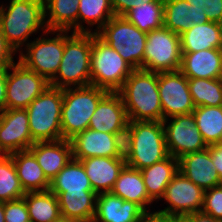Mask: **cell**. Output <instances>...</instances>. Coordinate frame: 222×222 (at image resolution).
I'll return each mask as SVG.
<instances>
[{"instance_id":"41","label":"cell","mask_w":222,"mask_h":222,"mask_svg":"<svg viewBox=\"0 0 222 222\" xmlns=\"http://www.w3.org/2000/svg\"><path fill=\"white\" fill-rule=\"evenodd\" d=\"M153 1L163 0H111V5L116 16H123L130 9Z\"/></svg>"},{"instance_id":"39","label":"cell","mask_w":222,"mask_h":222,"mask_svg":"<svg viewBox=\"0 0 222 222\" xmlns=\"http://www.w3.org/2000/svg\"><path fill=\"white\" fill-rule=\"evenodd\" d=\"M5 222H31L25 200L4 202Z\"/></svg>"},{"instance_id":"10","label":"cell","mask_w":222,"mask_h":222,"mask_svg":"<svg viewBox=\"0 0 222 222\" xmlns=\"http://www.w3.org/2000/svg\"><path fill=\"white\" fill-rule=\"evenodd\" d=\"M180 35L165 28L147 33L143 70L152 72L177 71L181 66Z\"/></svg>"},{"instance_id":"40","label":"cell","mask_w":222,"mask_h":222,"mask_svg":"<svg viewBox=\"0 0 222 222\" xmlns=\"http://www.w3.org/2000/svg\"><path fill=\"white\" fill-rule=\"evenodd\" d=\"M14 48L7 42L5 36L2 34L0 29V70L8 69L16 61L13 57L16 55Z\"/></svg>"},{"instance_id":"22","label":"cell","mask_w":222,"mask_h":222,"mask_svg":"<svg viewBox=\"0 0 222 222\" xmlns=\"http://www.w3.org/2000/svg\"><path fill=\"white\" fill-rule=\"evenodd\" d=\"M222 49L182 52L180 71L187 78L220 79Z\"/></svg>"},{"instance_id":"31","label":"cell","mask_w":222,"mask_h":222,"mask_svg":"<svg viewBox=\"0 0 222 222\" xmlns=\"http://www.w3.org/2000/svg\"><path fill=\"white\" fill-rule=\"evenodd\" d=\"M23 199L31 222H51L61 215L58 198L50 190L26 192Z\"/></svg>"},{"instance_id":"38","label":"cell","mask_w":222,"mask_h":222,"mask_svg":"<svg viewBox=\"0 0 222 222\" xmlns=\"http://www.w3.org/2000/svg\"><path fill=\"white\" fill-rule=\"evenodd\" d=\"M201 212L222 221V184L205 190Z\"/></svg>"},{"instance_id":"26","label":"cell","mask_w":222,"mask_h":222,"mask_svg":"<svg viewBox=\"0 0 222 222\" xmlns=\"http://www.w3.org/2000/svg\"><path fill=\"white\" fill-rule=\"evenodd\" d=\"M10 156L25 192L49 190L50 181L46 178L43 169L29 149L18 151Z\"/></svg>"},{"instance_id":"2","label":"cell","mask_w":222,"mask_h":222,"mask_svg":"<svg viewBox=\"0 0 222 222\" xmlns=\"http://www.w3.org/2000/svg\"><path fill=\"white\" fill-rule=\"evenodd\" d=\"M118 93L129 121H163L158 72L134 69Z\"/></svg>"},{"instance_id":"17","label":"cell","mask_w":222,"mask_h":222,"mask_svg":"<svg viewBox=\"0 0 222 222\" xmlns=\"http://www.w3.org/2000/svg\"><path fill=\"white\" fill-rule=\"evenodd\" d=\"M179 171L204 191L222 184V180L212 162L209 146L179 159Z\"/></svg>"},{"instance_id":"50","label":"cell","mask_w":222,"mask_h":222,"mask_svg":"<svg viewBox=\"0 0 222 222\" xmlns=\"http://www.w3.org/2000/svg\"><path fill=\"white\" fill-rule=\"evenodd\" d=\"M0 222H5V218H4V202H0Z\"/></svg>"},{"instance_id":"1","label":"cell","mask_w":222,"mask_h":222,"mask_svg":"<svg viewBox=\"0 0 222 222\" xmlns=\"http://www.w3.org/2000/svg\"><path fill=\"white\" fill-rule=\"evenodd\" d=\"M0 29L14 50L17 53L22 51L32 34L48 30L44 0H10L6 6L1 4Z\"/></svg>"},{"instance_id":"47","label":"cell","mask_w":222,"mask_h":222,"mask_svg":"<svg viewBox=\"0 0 222 222\" xmlns=\"http://www.w3.org/2000/svg\"><path fill=\"white\" fill-rule=\"evenodd\" d=\"M192 22H193V25L209 22L206 12L203 10V7L201 6L196 7V5L193 6Z\"/></svg>"},{"instance_id":"7","label":"cell","mask_w":222,"mask_h":222,"mask_svg":"<svg viewBox=\"0 0 222 222\" xmlns=\"http://www.w3.org/2000/svg\"><path fill=\"white\" fill-rule=\"evenodd\" d=\"M96 34L134 69H143L146 32L139 30L124 16L114 15Z\"/></svg>"},{"instance_id":"6","label":"cell","mask_w":222,"mask_h":222,"mask_svg":"<svg viewBox=\"0 0 222 222\" xmlns=\"http://www.w3.org/2000/svg\"><path fill=\"white\" fill-rule=\"evenodd\" d=\"M91 85L118 92L134 68L96 33H92Z\"/></svg>"},{"instance_id":"25","label":"cell","mask_w":222,"mask_h":222,"mask_svg":"<svg viewBox=\"0 0 222 222\" xmlns=\"http://www.w3.org/2000/svg\"><path fill=\"white\" fill-rule=\"evenodd\" d=\"M59 202L61 216L75 222H93L96 213L95 192H52Z\"/></svg>"},{"instance_id":"9","label":"cell","mask_w":222,"mask_h":222,"mask_svg":"<svg viewBox=\"0 0 222 222\" xmlns=\"http://www.w3.org/2000/svg\"><path fill=\"white\" fill-rule=\"evenodd\" d=\"M169 156L162 121H134L133 154L126 165L142 170Z\"/></svg>"},{"instance_id":"42","label":"cell","mask_w":222,"mask_h":222,"mask_svg":"<svg viewBox=\"0 0 222 222\" xmlns=\"http://www.w3.org/2000/svg\"><path fill=\"white\" fill-rule=\"evenodd\" d=\"M209 21L222 24V0H208V5L203 6Z\"/></svg>"},{"instance_id":"46","label":"cell","mask_w":222,"mask_h":222,"mask_svg":"<svg viewBox=\"0 0 222 222\" xmlns=\"http://www.w3.org/2000/svg\"><path fill=\"white\" fill-rule=\"evenodd\" d=\"M187 222H222L202 212H195L184 217Z\"/></svg>"},{"instance_id":"53","label":"cell","mask_w":222,"mask_h":222,"mask_svg":"<svg viewBox=\"0 0 222 222\" xmlns=\"http://www.w3.org/2000/svg\"><path fill=\"white\" fill-rule=\"evenodd\" d=\"M220 78L222 79V62H221V73H220Z\"/></svg>"},{"instance_id":"4","label":"cell","mask_w":222,"mask_h":222,"mask_svg":"<svg viewBox=\"0 0 222 222\" xmlns=\"http://www.w3.org/2000/svg\"><path fill=\"white\" fill-rule=\"evenodd\" d=\"M108 91L97 86L70 87L63 89L61 111L62 138L70 140L88 129L90 119L99 101Z\"/></svg>"},{"instance_id":"12","label":"cell","mask_w":222,"mask_h":222,"mask_svg":"<svg viewBox=\"0 0 222 222\" xmlns=\"http://www.w3.org/2000/svg\"><path fill=\"white\" fill-rule=\"evenodd\" d=\"M162 122L168 153L178 160L208 147L197 129L193 113L176 115Z\"/></svg>"},{"instance_id":"43","label":"cell","mask_w":222,"mask_h":222,"mask_svg":"<svg viewBox=\"0 0 222 222\" xmlns=\"http://www.w3.org/2000/svg\"><path fill=\"white\" fill-rule=\"evenodd\" d=\"M209 152L217 173L222 180V145H209Z\"/></svg>"},{"instance_id":"37","label":"cell","mask_w":222,"mask_h":222,"mask_svg":"<svg viewBox=\"0 0 222 222\" xmlns=\"http://www.w3.org/2000/svg\"><path fill=\"white\" fill-rule=\"evenodd\" d=\"M134 121H129L125 126L114 133L116 158L127 163L133 154Z\"/></svg>"},{"instance_id":"35","label":"cell","mask_w":222,"mask_h":222,"mask_svg":"<svg viewBox=\"0 0 222 222\" xmlns=\"http://www.w3.org/2000/svg\"><path fill=\"white\" fill-rule=\"evenodd\" d=\"M163 1L164 27L178 35L187 31L193 25V5L185 0Z\"/></svg>"},{"instance_id":"3","label":"cell","mask_w":222,"mask_h":222,"mask_svg":"<svg viewBox=\"0 0 222 222\" xmlns=\"http://www.w3.org/2000/svg\"><path fill=\"white\" fill-rule=\"evenodd\" d=\"M92 33L64 31V52L50 86L64 89L91 85Z\"/></svg>"},{"instance_id":"16","label":"cell","mask_w":222,"mask_h":222,"mask_svg":"<svg viewBox=\"0 0 222 222\" xmlns=\"http://www.w3.org/2000/svg\"><path fill=\"white\" fill-rule=\"evenodd\" d=\"M128 122L129 118L121 95L118 92H108L99 101L88 128L114 134Z\"/></svg>"},{"instance_id":"19","label":"cell","mask_w":222,"mask_h":222,"mask_svg":"<svg viewBox=\"0 0 222 222\" xmlns=\"http://www.w3.org/2000/svg\"><path fill=\"white\" fill-rule=\"evenodd\" d=\"M29 150L34 154L46 178L51 181L73 158L69 140L35 142Z\"/></svg>"},{"instance_id":"20","label":"cell","mask_w":222,"mask_h":222,"mask_svg":"<svg viewBox=\"0 0 222 222\" xmlns=\"http://www.w3.org/2000/svg\"><path fill=\"white\" fill-rule=\"evenodd\" d=\"M72 157L82 160L90 157H116L114 134L98 132L90 128L70 140Z\"/></svg>"},{"instance_id":"13","label":"cell","mask_w":222,"mask_h":222,"mask_svg":"<svg viewBox=\"0 0 222 222\" xmlns=\"http://www.w3.org/2000/svg\"><path fill=\"white\" fill-rule=\"evenodd\" d=\"M204 190L187 179L178 171L167 185L163 197L160 199L168 204L164 209L157 210L170 218H184L185 216L201 212Z\"/></svg>"},{"instance_id":"23","label":"cell","mask_w":222,"mask_h":222,"mask_svg":"<svg viewBox=\"0 0 222 222\" xmlns=\"http://www.w3.org/2000/svg\"><path fill=\"white\" fill-rule=\"evenodd\" d=\"M181 52L222 49V24L206 22L192 25L180 34Z\"/></svg>"},{"instance_id":"28","label":"cell","mask_w":222,"mask_h":222,"mask_svg":"<svg viewBox=\"0 0 222 222\" xmlns=\"http://www.w3.org/2000/svg\"><path fill=\"white\" fill-rule=\"evenodd\" d=\"M141 174L149 198L154 202L160 201L167 185L179 171V160L169 155L164 160L143 168Z\"/></svg>"},{"instance_id":"21","label":"cell","mask_w":222,"mask_h":222,"mask_svg":"<svg viewBox=\"0 0 222 222\" xmlns=\"http://www.w3.org/2000/svg\"><path fill=\"white\" fill-rule=\"evenodd\" d=\"M80 161L96 194L111 192L126 165L116 157H90Z\"/></svg>"},{"instance_id":"54","label":"cell","mask_w":222,"mask_h":222,"mask_svg":"<svg viewBox=\"0 0 222 222\" xmlns=\"http://www.w3.org/2000/svg\"><path fill=\"white\" fill-rule=\"evenodd\" d=\"M218 144L222 145V136H221V139L219 140Z\"/></svg>"},{"instance_id":"49","label":"cell","mask_w":222,"mask_h":222,"mask_svg":"<svg viewBox=\"0 0 222 222\" xmlns=\"http://www.w3.org/2000/svg\"><path fill=\"white\" fill-rule=\"evenodd\" d=\"M51 222H75L74 220L68 219L65 216H59L57 219L52 220Z\"/></svg>"},{"instance_id":"14","label":"cell","mask_w":222,"mask_h":222,"mask_svg":"<svg viewBox=\"0 0 222 222\" xmlns=\"http://www.w3.org/2000/svg\"><path fill=\"white\" fill-rule=\"evenodd\" d=\"M158 90L163 120L191 114L195 105L189 91L188 78L180 71L158 72Z\"/></svg>"},{"instance_id":"33","label":"cell","mask_w":222,"mask_h":222,"mask_svg":"<svg viewBox=\"0 0 222 222\" xmlns=\"http://www.w3.org/2000/svg\"><path fill=\"white\" fill-rule=\"evenodd\" d=\"M130 23L146 33L164 26V1L136 6L123 15Z\"/></svg>"},{"instance_id":"18","label":"cell","mask_w":222,"mask_h":222,"mask_svg":"<svg viewBox=\"0 0 222 222\" xmlns=\"http://www.w3.org/2000/svg\"><path fill=\"white\" fill-rule=\"evenodd\" d=\"M144 212L135 202L123 200L112 192H103L97 194L93 222H137Z\"/></svg>"},{"instance_id":"30","label":"cell","mask_w":222,"mask_h":222,"mask_svg":"<svg viewBox=\"0 0 222 222\" xmlns=\"http://www.w3.org/2000/svg\"><path fill=\"white\" fill-rule=\"evenodd\" d=\"M51 192H94L81 161L71 159L50 181Z\"/></svg>"},{"instance_id":"29","label":"cell","mask_w":222,"mask_h":222,"mask_svg":"<svg viewBox=\"0 0 222 222\" xmlns=\"http://www.w3.org/2000/svg\"><path fill=\"white\" fill-rule=\"evenodd\" d=\"M114 15L111 0H79L78 33H97Z\"/></svg>"},{"instance_id":"34","label":"cell","mask_w":222,"mask_h":222,"mask_svg":"<svg viewBox=\"0 0 222 222\" xmlns=\"http://www.w3.org/2000/svg\"><path fill=\"white\" fill-rule=\"evenodd\" d=\"M195 107L222 105V79L188 78Z\"/></svg>"},{"instance_id":"36","label":"cell","mask_w":222,"mask_h":222,"mask_svg":"<svg viewBox=\"0 0 222 222\" xmlns=\"http://www.w3.org/2000/svg\"><path fill=\"white\" fill-rule=\"evenodd\" d=\"M25 194L26 192L17 176L13 159L7 155L0 161V202L19 200Z\"/></svg>"},{"instance_id":"27","label":"cell","mask_w":222,"mask_h":222,"mask_svg":"<svg viewBox=\"0 0 222 222\" xmlns=\"http://www.w3.org/2000/svg\"><path fill=\"white\" fill-rule=\"evenodd\" d=\"M78 10L79 0H44L47 29L78 33Z\"/></svg>"},{"instance_id":"51","label":"cell","mask_w":222,"mask_h":222,"mask_svg":"<svg viewBox=\"0 0 222 222\" xmlns=\"http://www.w3.org/2000/svg\"><path fill=\"white\" fill-rule=\"evenodd\" d=\"M171 222H187L184 218H171Z\"/></svg>"},{"instance_id":"11","label":"cell","mask_w":222,"mask_h":222,"mask_svg":"<svg viewBox=\"0 0 222 222\" xmlns=\"http://www.w3.org/2000/svg\"><path fill=\"white\" fill-rule=\"evenodd\" d=\"M49 82L17 61L7 69L5 109H26Z\"/></svg>"},{"instance_id":"52","label":"cell","mask_w":222,"mask_h":222,"mask_svg":"<svg viewBox=\"0 0 222 222\" xmlns=\"http://www.w3.org/2000/svg\"><path fill=\"white\" fill-rule=\"evenodd\" d=\"M7 156L6 153L1 149L0 147V161L5 157Z\"/></svg>"},{"instance_id":"5","label":"cell","mask_w":222,"mask_h":222,"mask_svg":"<svg viewBox=\"0 0 222 222\" xmlns=\"http://www.w3.org/2000/svg\"><path fill=\"white\" fill-rule=\"evenodd\" d=\"M63 89L48 86L26 108L34 142L62 140Z\"/></svg>"},{"instance_id":"48","label":"cell","mask_w":222,"mask_h":222,"mask_svg":"<svg viewBox=\"0 0 222 222\" xmlns=\"http://www.w3.org/2000/svg\"><path fill=\"white\" fill-rule=\"evenodd\" d=\"M185 1L189 2L193 6L196 5V7L199 6L203 7L205 5H208V0H185Z\"/></svg>"},{"instance_id":"8","label":"cell","mask_w":222,"mask_h":222,"mask_svg":"<svg viewBox=\"0 0 222 222\" xmlns=\"http://www.w3.org/2000/svg\"><path fill=\"white\" fill-rule=\"evenodd\" d=\"M51 34H53L54 37H51ZM42 35L33 41H29L24 48L26 50L19 52L18 61L27 69L35 71L50 82L55 77L62 60L64 52V31L47 30L42 33Z\"/></svg>"},{"instance_id":"15","label":"cell","mask_w":222,"mask_h":222,"mask_svg":"<svg viewBox=\"0 0 222 222\" xmlns=\"http://www.w3.org/2000/svg\"><path fill=\"white\" fill-rule=\"evenodd\" d=\"M34 143L26 109H5L0 112V147L6 155L28 150Z\"/></svg>"},{"instance_id":"45","label":"cell","mask_w":222,"mask_h":222,"mask_svg":"<svg viewBox=\"0 0 222 222\" xmlns=\"http://www.w3.org/2000/svg\"><path fill=\"white\" fill-rule=\"evenodd\" d=\"M7 69L0 70V112L5 110L6 104Z\"/></svg>"},{"instance_id":"32","label":"cell","mask_w":222,"mask_h":222,"mask_svg":"<svg viewBox=\"0 0 222 222\" xmlns=\"http://www.w3.org/2000/svg\"><path fill=\"white\" fill-rule=\"evenodd\" d=\"M192 113L207 146L218 144L222 136V105L195 107Z\"/></svg>"},{"instance_id":"24","label":"cell","mask_w":222,"mask_h":222,"mask_svg":"<svg viewBox=\"0 0 222 222\" xmlns=\"http://www.w3.org/2000/svg\"><path fill=\"white\" fill-rule=\"evenodd\" d=\"M111 192L123 200L135 202L145 212H149V207L153 204L148 196L141 171L128 165L121 170Z\"/></svg>"},{"instance_id":"44","label":"cell","mask_w":222,"mask_h":222,"mask_svg":"<svg viewBox=\"0 0 222 222\" xmlns=\"http://www.w3.org/2000/svg\"><path fill=\"white\" fill-rule=\"evenodd\" d=\"M137 222H171V218L157 211L144 212Z\"/></svg>"}]
</instances>
